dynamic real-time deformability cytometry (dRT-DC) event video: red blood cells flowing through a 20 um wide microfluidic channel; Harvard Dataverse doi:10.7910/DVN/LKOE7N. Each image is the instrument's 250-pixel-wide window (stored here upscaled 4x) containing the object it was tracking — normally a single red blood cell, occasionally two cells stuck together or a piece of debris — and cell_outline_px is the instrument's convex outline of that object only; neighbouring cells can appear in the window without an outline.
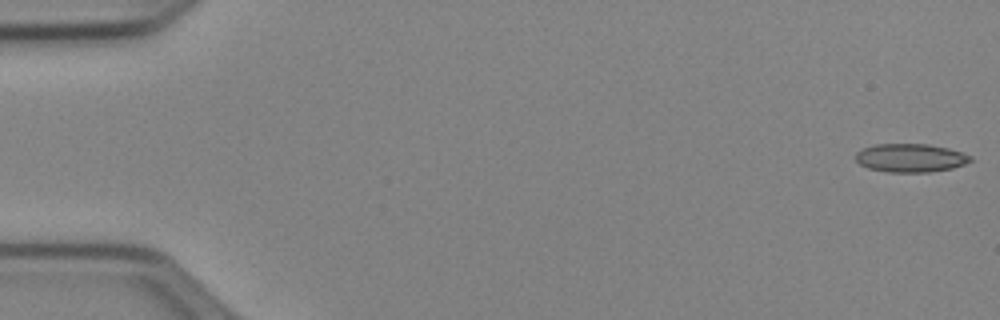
{"species": "Egyptian fruit bat (a non-hibernating species)", "species_latin": "Rousettus aegyptiacus", "temperature_condition": "cold", "stored_images_in_passage": 47, "camera_frame_rate_fps": 3000, "um_per_image_px": 0.085, "animal": {"sex": "female"}, "frame": {"image": 1, "passage_image": 1, "time_ms": 0.0, "image_size_px": [1000, 320], "cell_outline_px": [[972, 160], [964, 164], [952, 168], [928, 172], [888, 172], [868, 168], [860, 164], [856, 160], [856, 152], [864, 148], [876, 144], [928, 144], [948, 148], [972, 156]], "centroid_in_image_um": [77.39, 13.42], "position_along_channel_um": 7.6, "area_um2": 18.9}}
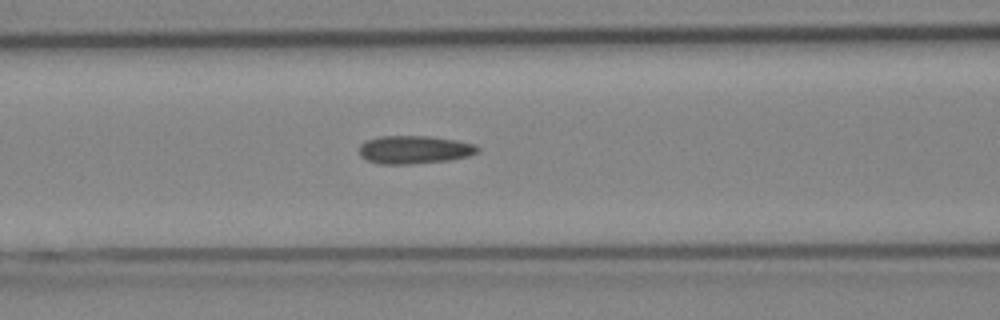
{"frame": {"image": 2, "passage_image": 22, "time_ms": 7.0, "image_size_px": [1000, 320], "cell_outline_px": [[480, 152], [468, 156], [448, 160], [412, 164], [380, 164], [368, 160], [360, 156], [360, 144], [368, 140], [380, 136], [428, 136], [456, 140], [476, 144], [480, 148]], "centroid_in_image_um": [35.25, 12.72], "position_along_channel_um": 131.3, "area_um2": 19.42}}
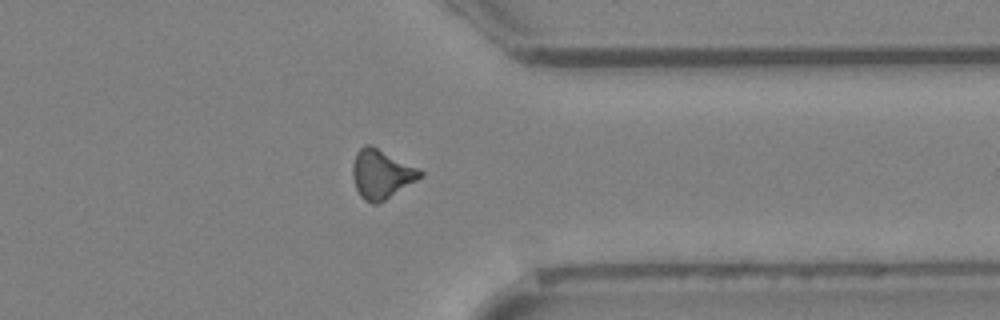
{"frame": {"image": 3, "passage_image": 41, "time_ms": 13.333, "image_size_px": [1000, 320], "cell_outline_px": [[424, 176], [384, 200], [376, 204], [372, 204], [364, 200], [360, 196], [356, 188], [352, 176], [352, 164], [356, 152], [364, 144], [372, 144], [420, 168], [424, 172]], "centroid_in_image_um": [32.42, 14.76], "position_along_channel_um": 379.0, "area_um2": 19.65}, "authors_computed_cell_mechanics": {"area_um2": 18.7272, "velocity_mm_per_s": 3.9856, "shape_relaxation_time_tau1_ms": null, "shape_relaxation_time_tau2_ms": 9.8693, "deformation_change_tau1": null, "deformation_change_tau2": 0.2181}}